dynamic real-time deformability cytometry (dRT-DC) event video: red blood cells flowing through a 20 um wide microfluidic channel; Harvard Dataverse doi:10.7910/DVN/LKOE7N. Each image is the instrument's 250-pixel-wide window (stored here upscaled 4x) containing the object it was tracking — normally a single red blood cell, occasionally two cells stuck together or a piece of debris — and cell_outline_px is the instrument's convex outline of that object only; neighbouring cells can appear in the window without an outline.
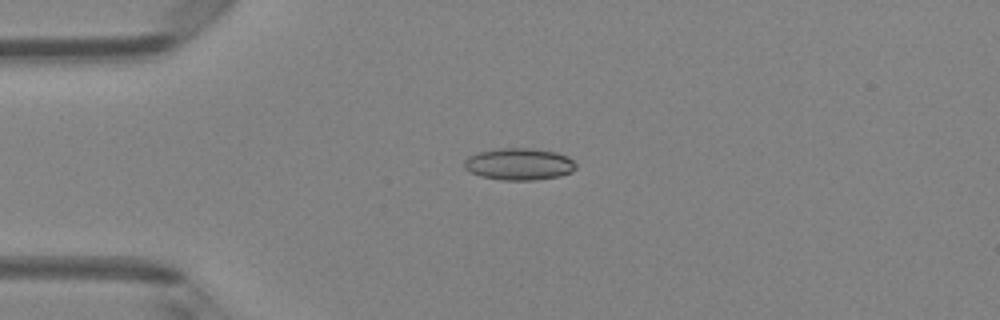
{"species": "Egyptian fruit bat (a non-hibernating species)", "species_latin": "Rousettus aegyptiacus", "temperature_condition": "room temperature", "stored_images_in_passage": 3, "camera_frame_rate_fps": 3000, "um_per_image_px": 0.085, "animal": {"sex": "female"}, "frame": {"image": 1, "passage_image": 3, "time_ms": 2.333, "image_size_px": [1000, 320], "cell_outline_px": [[576, 168], [572, 172], [560, 176], [532, 180], [504, 180], [480, 176], [468, 172], [464, 168], [464, 160], [468, 156], [476, 152], [496, 148], [532, 148], [556, 152], [568, 156], [576, 164]], "centroid_in_image_um": [44.09, 13.94], "position_along_channel_um": 40.9, "area_um2": 21.04}}